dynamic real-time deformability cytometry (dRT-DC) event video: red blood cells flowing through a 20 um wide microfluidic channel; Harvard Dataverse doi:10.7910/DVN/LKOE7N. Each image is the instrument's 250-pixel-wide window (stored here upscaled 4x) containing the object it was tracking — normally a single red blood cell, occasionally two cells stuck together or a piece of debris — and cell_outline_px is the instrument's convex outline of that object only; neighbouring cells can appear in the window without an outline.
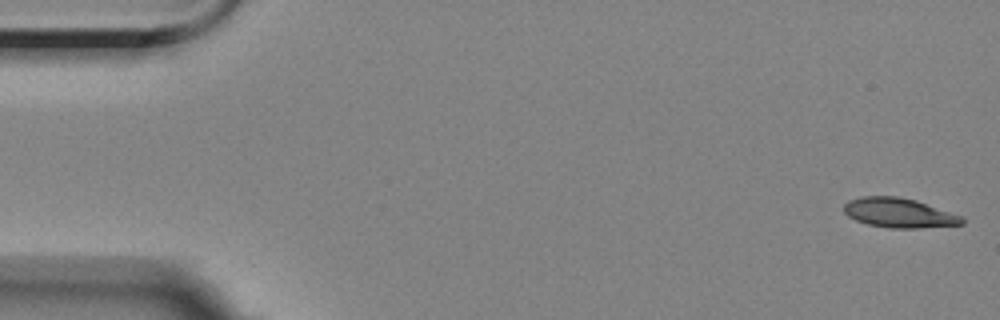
{"species": "Egyptian fruit bat (a non-hibernating species)", "species_latin": "Rousettus aegyptiacus", "temperature_condition": "room temperature", "stored_images_in_passage": 52, "camera_frame_rate_fps": 3000, "um_per_image_px": 0.085, "animal": {"sex": "female"}, "frame": {"image": 1, "passage_image": 1, "time_ms": 0.0, "image_size_px": [1000, 320], "cell_outline_px": [[964, 224], [920, 228], [888, 228], [868, 224], [856, 220], [848, 216], [844, 212], [844, 204], [848, 200], [860, 196], [896, 196], [916, 200], [964, 216]], "centroid_in_image_um": [76.43, 18.09], "position_along_channel_um": 8.6, "area_um2": 20.52}}
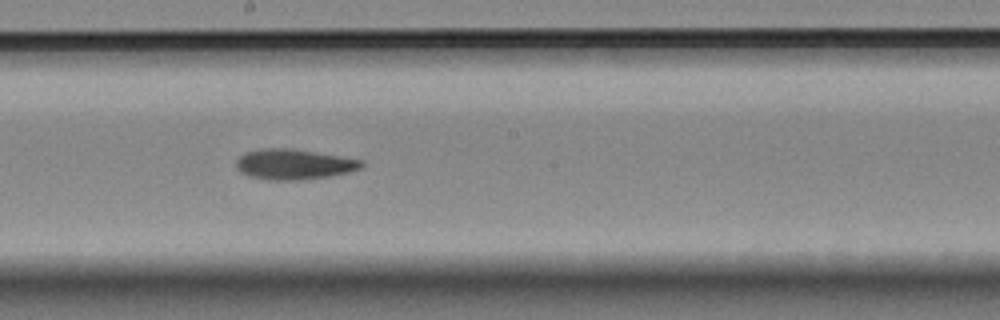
{"frame": {"image": 2, "passage_image": 30, "time_ms": 9.667, "image_size_px": [1000, 320], "cell_outline_px": [[364, 168], [332, 176], [300, 180], [268, 180], [248, 176], [240, 172], [236, 168], [236, 160], [244, 152], [264, 148], [292, 148], [364, 160]], "centroid_in_image_um": [24.99, 13.97], "position_along_channel_um": 223.2, "area_um2": 22.48}}
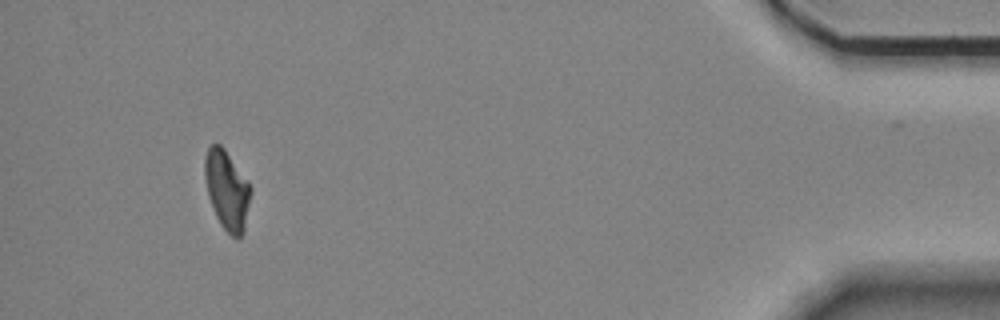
{"frame": {"image": 3, "passage_image": 52, "time_ms": 17.0, "image_size_px": [1000, 320], "cell_outline_px": [[252, 192], [244, 232], [236, 240], [220, 224], [216, 216], [208, 196], [204, 176], [204, 156], [208, 148], [212, 144], [220, 144], [224, 148], [248, 180], [252, 188]], "centroid_in_image_um": [19.3, 16.15], "position_along_channel_um": 415.9, "area_um2": 21.44}, "authors_computed_cell_mechanics": {"area_um2": 21.7906, "velocity_mm_per_s": 3.5448, "shape_relaxation_time_tau1_ms": 5.2037, "shape_relaxation_time_tau2_ms": 7.8695, "deformation_change_tau1": 0.1669, "deformation_change_tau2": 0.1549}}